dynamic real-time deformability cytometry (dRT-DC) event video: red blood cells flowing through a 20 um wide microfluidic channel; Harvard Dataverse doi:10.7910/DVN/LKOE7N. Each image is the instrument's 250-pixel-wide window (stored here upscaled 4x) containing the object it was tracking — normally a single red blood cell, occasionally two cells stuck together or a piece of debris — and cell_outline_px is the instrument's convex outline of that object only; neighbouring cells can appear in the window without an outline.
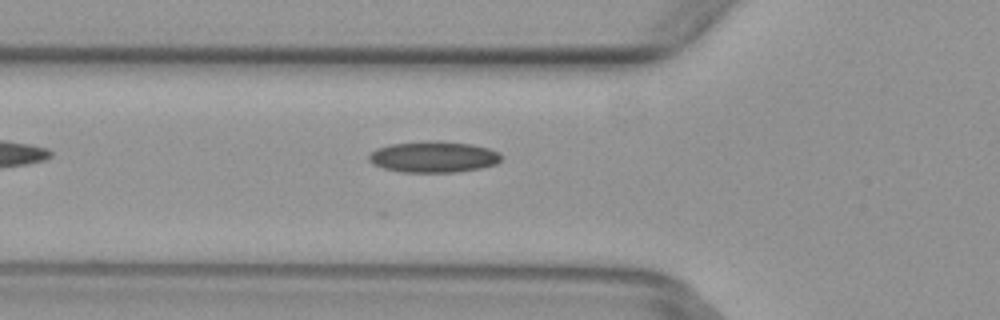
{"species": "common noctule bat (a hibernating species)", "species_latin": "Nyctalus noctula", "temperature_condition": "warm", "stored_images_in_passage": 5, "camera_frame_rate_fps": 3000, "um_per_image_px": 0.085, "animal": {"sex": "female", "body_mass_g": 29.2, "forearm_length_mm": 56.3}, "frame": {"image": 1, "passage_image": 5, "time_ms": 1.333, "image_size_px": [1000, 320], "cell_outline_px": [[500, 160], [496, 164], [480, 168], [456, 172], [400, 172], [384, 168], [372, 164], [368, 160], [368, 156], [376, 148], [392, 144], [428, 140], [440, 140], [468, 144], [488, 148], [500, 152]], "centroid_in_image_um": [36.82, 13.33], "position_along_channel_um": 89.0, "area_um2": 24.1}}